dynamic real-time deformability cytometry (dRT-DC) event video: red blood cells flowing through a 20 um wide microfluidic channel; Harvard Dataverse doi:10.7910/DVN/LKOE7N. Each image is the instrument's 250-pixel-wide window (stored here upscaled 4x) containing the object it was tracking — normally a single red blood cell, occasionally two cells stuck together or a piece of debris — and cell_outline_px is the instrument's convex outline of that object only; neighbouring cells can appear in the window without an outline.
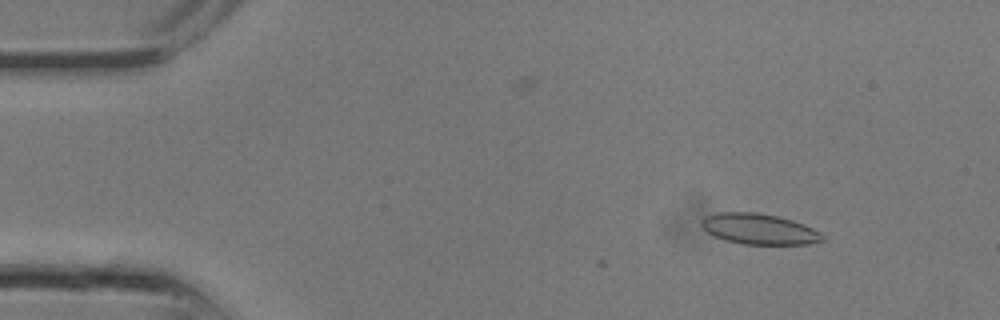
{"species": "common noctule bat (a hibernating species)", "species_latin": "Nyctalus noctula", "temperature_condition": "room temperature", "stored_images_in_passage": 9, "camera_frame_rate_fps": 3000, "um_per_image_px": 0.085, "animal": {"sex": "male", "body_mass_g": 13.3}, "frame": {"image": 1, "passage_image": 1, "time_ms": 0.0, "image_size_px": [1000, 320], "cell_outline_px": [[824, 240], [808, 244], [744, 244], [724, 240], [708, 232], [700, 224], [700, 220], [704, 216], [716, 212], [756, 212], [776, 216], [792, 220], [804, 224], [820, 232], [824, 236]], "centroid_in_image_um": [64.5, 19.46], "position_along_channel_um": 20.5, "area_um2": 21.62}}
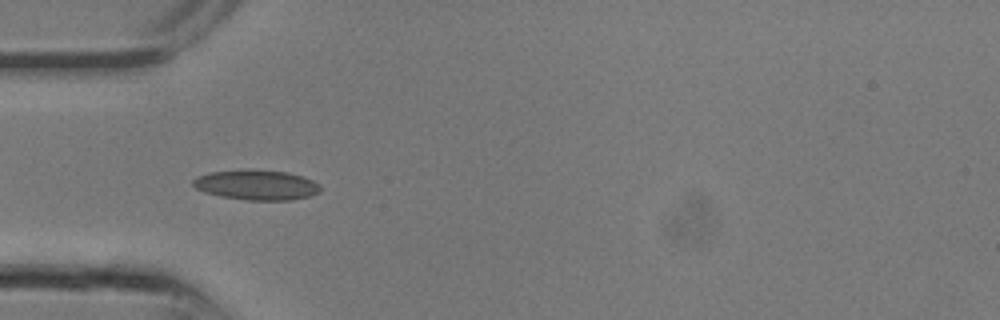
{"frame": {"image": 2, "passage_image": 6, "time_ms": 1.667, "image_size_px": [1000, 320], "cell_outline_px": [[320, 192], [312, 196], [292, 200], [248, 200], [220, 196], [204, 192], [196, 188], [192, 184], [192, 180], [196, 176], [208, 172], [248, 168], [252, 168], [288, 172], [304, 176], [320, 184]], "centroid_in_image_um": [21.81, 15.7], "position_along_channel_um": 63.2, "area_um2": 22.89}}
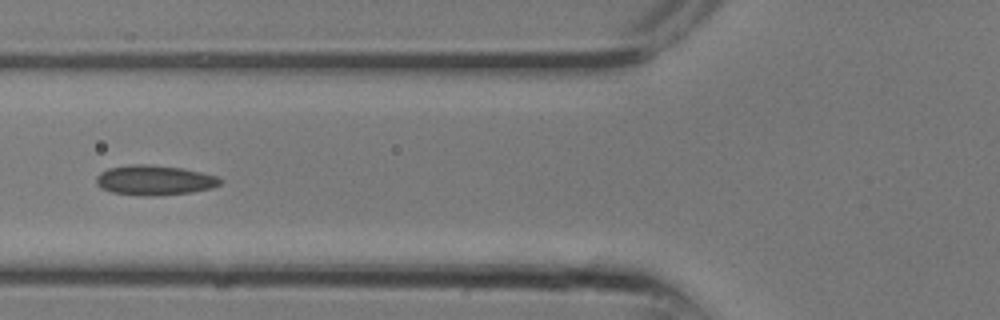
{"frame": {"image": 3, "passage_image": 8, "time_ms": 2.333, "image_size_px": [1000, 320], "cell_outline_px": [[224, 180], [220, 184], [212, 188], [192, 192], [156, 196], [140, 196], [112, 192], [100, 188], [96, 184], [96, 176], [100, 172], [108, 168], [128, 164], [148, 164], [184, 168], [220, 176]], "centroid_in_image_um": [13.15, 15.31], "position_along_channel_um": 112.7, "area_um2": 22.08}}